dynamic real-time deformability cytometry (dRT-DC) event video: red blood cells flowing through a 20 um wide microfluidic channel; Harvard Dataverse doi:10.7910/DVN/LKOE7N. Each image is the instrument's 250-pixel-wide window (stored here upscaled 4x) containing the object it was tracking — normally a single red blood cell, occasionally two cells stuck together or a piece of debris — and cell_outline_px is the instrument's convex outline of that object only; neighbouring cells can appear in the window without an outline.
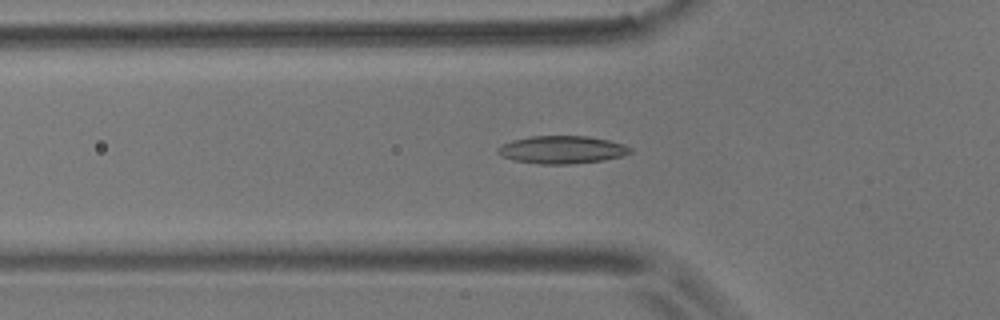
{"species": "common noctule bat (a hibernating species)", "species_latin": "Nyctalus noctula", "temperature_condition": "room temperature", "stored_images_in_passage": 52, "camera_frame_rate_fps": 3000, "um_per_image_px": 0.085, "animal": {"sex": "male", "body_mass_g": 17.9}, "frame": {"image": 1, "passage_image": 18, "time_ms": 5.667, "image_size_px": [1000, 320], "cell_outline_px": [[632, 152], [624, 156], [604, 160], [568, 164], [540, 164], [512, 160], [500, 156], [496, 152], [496, 148], [500, 144], [512, 140], [528, 136], [588, 136], [608, 140], [624, 144], [632, 148]], "centroid_in_image_um": [47.73, 12.72], "position_along_channel_um": 78.1, "area_um2": 21.73}}
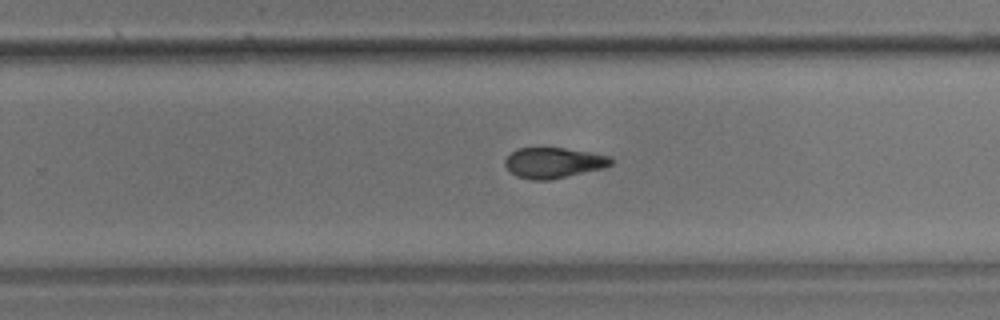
{"frame": {"image": 2, "passage_image": 35, "time_ms": 11.333, "image_size_px": [1000, 320], "cell_outline_px": [[612, 164], [604, 168], [548, 180], [532, 180], [516, 176], [504, 164], [504, 160], [516, 148], [564, 148], [588, 152], [608, 156], [612, 160]], "centroid_in_image_um": [47.03, 13.83], "position_along_channel_um": 282.8, "area_um2": 18.61}}
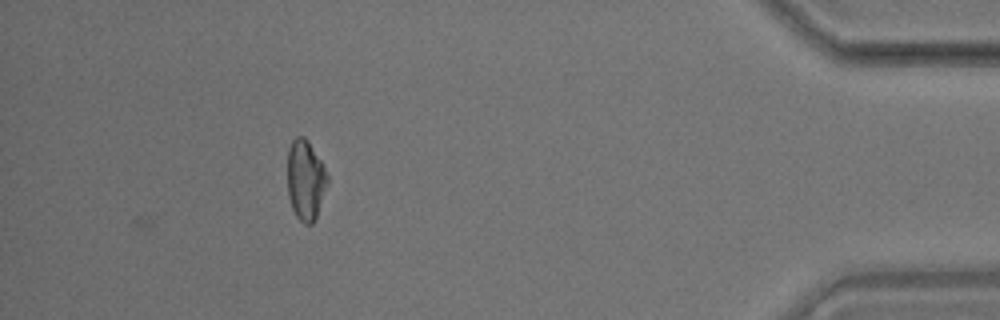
{"frame": {"image": 3, "passage_image": 50, "time_ms": 16.333, "image_size_px": [1000, 320], "cell_outline_px": [[328, 184], [316, 216], [312, 224], [304, 224], [296, 216], [292, 208], [288, 196], [288, 148], [292, 140], [296, 136], [304, 136], [308, 140], [320, 160], [328, 176]], "centroid_in_image_um": [25.96, 15.29], "position_along_channel_um": 409.2, "area_um2": 18.61}, "authors_computed_cell_mechanics": {"area_um2": 19.8254, "velocity_mm_per_s": 3.6025, "shape_relaxation_time_tau1_ms": 5.6774, "shape_relaxation_time_tau2_ms": 5.1088, "deformation_change_tau1": 0.1406, "deformation_change_tau2": 0.1129}}